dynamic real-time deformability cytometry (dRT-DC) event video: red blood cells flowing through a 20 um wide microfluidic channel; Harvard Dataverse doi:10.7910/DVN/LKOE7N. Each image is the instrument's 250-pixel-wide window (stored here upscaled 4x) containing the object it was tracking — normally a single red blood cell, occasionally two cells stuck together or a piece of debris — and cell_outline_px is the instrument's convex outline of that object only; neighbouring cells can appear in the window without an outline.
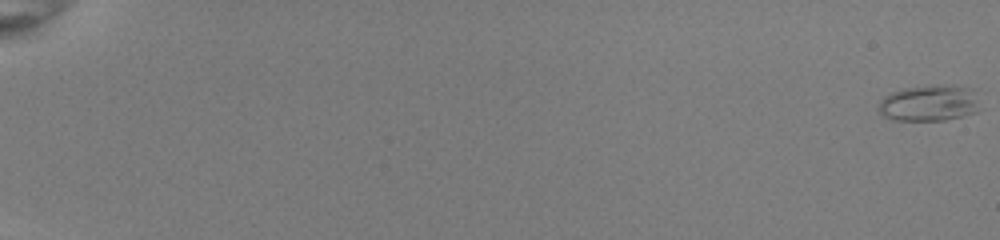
{"species": "common noctule bat (a hibernating species)", "species_latin": "Nyctalus noctula", "temperature_condition": "room temperature", "stored_images_in_passage": 55, "camera_frame_rate_fps": 3000, "um_per_image_px": 0.085, "animal": {"sex": "female", "body_mass_g": 22.0, "forearm_length_mm": 56.7}, "frame": {"image": 1, "passage_image": 1, "time_ms": 0.0, "image_size_px": [1000, 240], "cell_outline_px": [[976, 112], [944, 120], [892, 120], [884, 116], [876, 108], [880, 100], [884, 96], [892, 92], [904, 88], [936, 84], [952, 84], [972, 88], [976, 100]], "centroid_in_image_um": [78.92, 8.74], "position_along_channel_um": 6.1, "area_um2": 21.39}}
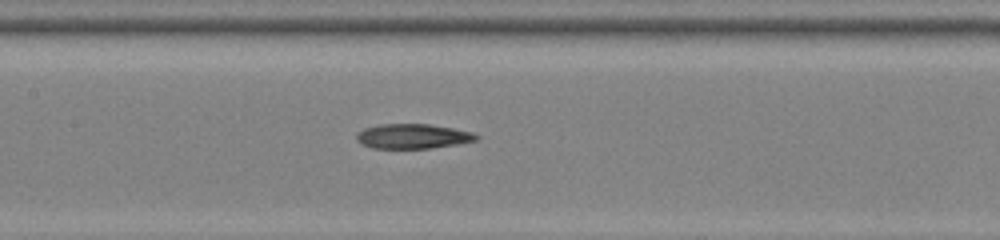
{"frame": {"image": 2, "passage_image": 31, "time_ms": 10.0, "image_size_px": [1000, 240], "cell_outline_px": [[480, 136], [476, 140], [456, 144], [432, 148], [372, 148], [360, 144], [356, 140], [356, 132], [364, 128], [380, 124], [428, 124], [452, 128], [472, 132]], "centroid_in_image_um": [35.03, 11.58], "position_along_channel_um": 172.4, "area_um2": 17.28}}
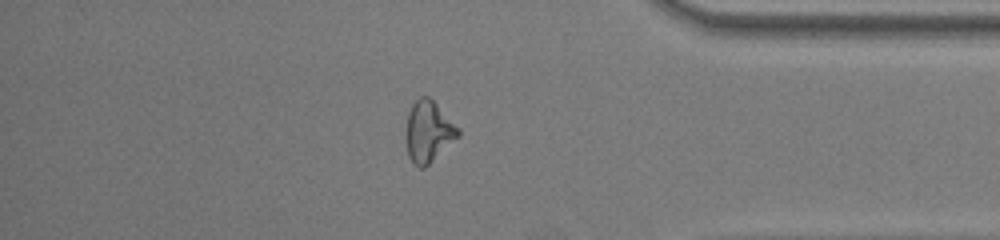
{"frame": {"image": 3, "passage_image": 49, "time_ms": 16.0, "image_size_px": [1000, 240], "cell_outline_px": [[460, 136], [424, 168], [420, 168], [408, 156], [408, 112], [412, 104], [420, 96], [428, 96], [460, 128]], "centroid_in_image_um": [36.46, 11.17], "position_along_channel_um": 398.7, "area_um2": 18.09}}